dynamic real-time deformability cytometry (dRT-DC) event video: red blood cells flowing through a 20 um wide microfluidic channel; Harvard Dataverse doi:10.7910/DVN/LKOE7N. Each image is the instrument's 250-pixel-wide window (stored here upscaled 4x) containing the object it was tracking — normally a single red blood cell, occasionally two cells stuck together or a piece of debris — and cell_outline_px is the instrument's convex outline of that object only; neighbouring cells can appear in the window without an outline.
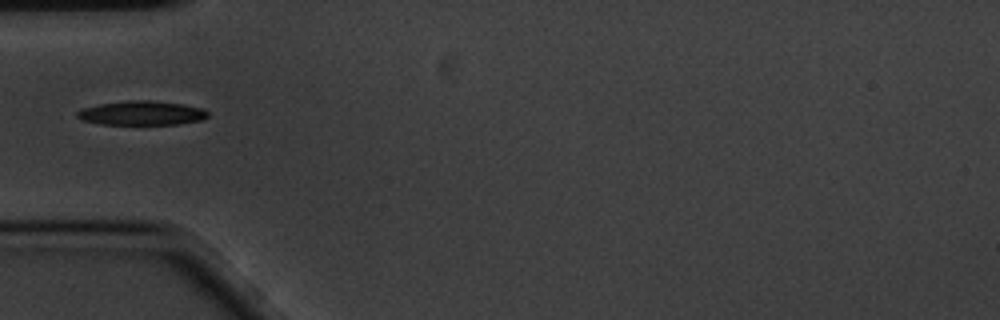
{"species": "common noctule bat (a hibernating species)", "species_latin": "Nyctalus noctula", "temperature_condition": "cold", "stored_images_in_passage": 1, "camera_frame_rate_fps": 3000, "um_per_image_px": 0.085, "animal": {"sex": "male", "body_mass_g": 20.1, "forearm_length_mm": 53.5}, "frame": {"image": 1, "passage_image": 1, "time_ms": 0.0, "image_size_px": [1000, 320], "cell_outline_px": [[208, 116], [204, 120], [180, 124], [100, 124], [80, 120], [76, 116], [76, 112], [80, 108], [100, 104], [128, 100], [152, 100], [184, 104], [204, 108], [208, 112]], "centroid_in_image_um": [12.05, 9.61], "position_along_channel_um": 72.9, "area_um2": 18.73}}